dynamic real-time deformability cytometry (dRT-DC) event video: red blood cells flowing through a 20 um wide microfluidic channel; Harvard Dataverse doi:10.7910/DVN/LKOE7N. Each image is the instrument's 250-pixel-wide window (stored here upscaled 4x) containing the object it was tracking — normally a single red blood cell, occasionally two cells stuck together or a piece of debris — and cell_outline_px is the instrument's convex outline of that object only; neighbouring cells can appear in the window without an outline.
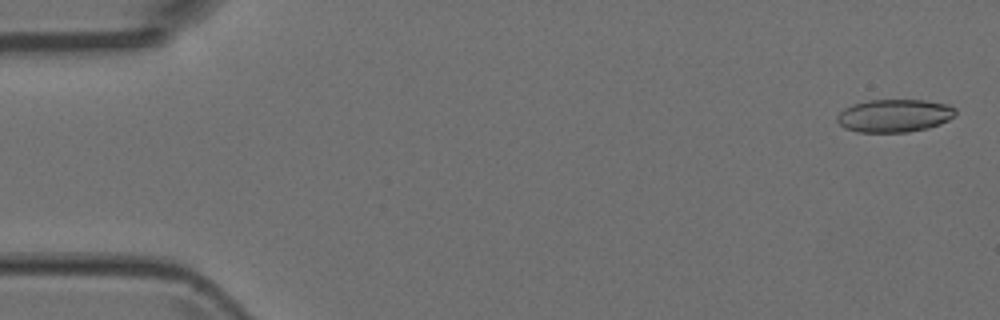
{"species": "Egyptian fruit bat (a non-hibernating species)", "species_latin": "Rousettus aegyptiacus", "temperature_condition": "room temperature", "stored_images_in_passage": 6, "camera_frame_rate_fps": 3000, "um_per_image_px": 0.085, "animal": {"sex": "female"}, "frame": {"image": 1, "passage_image": 1, "time_ms": 0.0, "image_size_px": [1000, 320], "cell_outline_px": [[956, 116], [940, 124], [928, 128], [908, 132], [856, 132], [844, 128], [836, 120], [836, 116], [844, 108], [852, 104], [868, 100], [924, 100], [948, 104], [956, 108]], "centroid_in_image_um": [76.03, 9.83], "position_along_channel_um": 9.0, "area_um2": 22.95}}
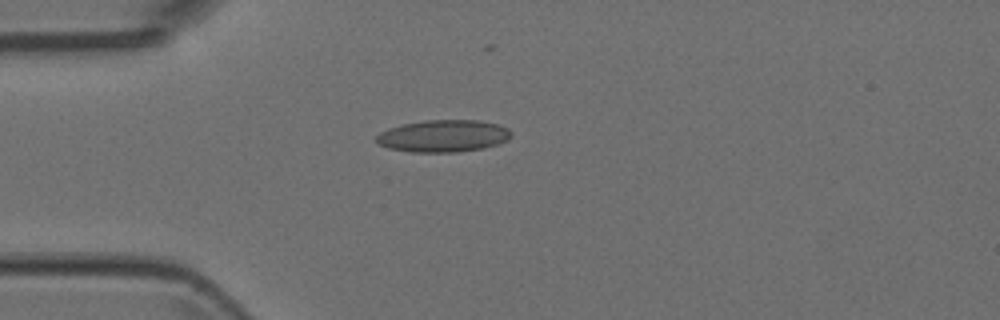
{"frame": {"image": 2, "passage_image": 4, "time_ms": 1.0, "image_size_px": [1000, 320], "cell_outline_px": [[512, 136], [508, 140], [500, 144], [484, 148], [456, 152], [412, 152], [388, 148], [376, 144], [376, 136], [380, 132], [388, 128], [404, 124], [424, 120], [480, 120], [496, 124], [508, 128], [512, 132]], "centroid_in_image_um": [37.69, 11.56], "position_along_channel_um": 47.3, "area_um2": 25.49}}